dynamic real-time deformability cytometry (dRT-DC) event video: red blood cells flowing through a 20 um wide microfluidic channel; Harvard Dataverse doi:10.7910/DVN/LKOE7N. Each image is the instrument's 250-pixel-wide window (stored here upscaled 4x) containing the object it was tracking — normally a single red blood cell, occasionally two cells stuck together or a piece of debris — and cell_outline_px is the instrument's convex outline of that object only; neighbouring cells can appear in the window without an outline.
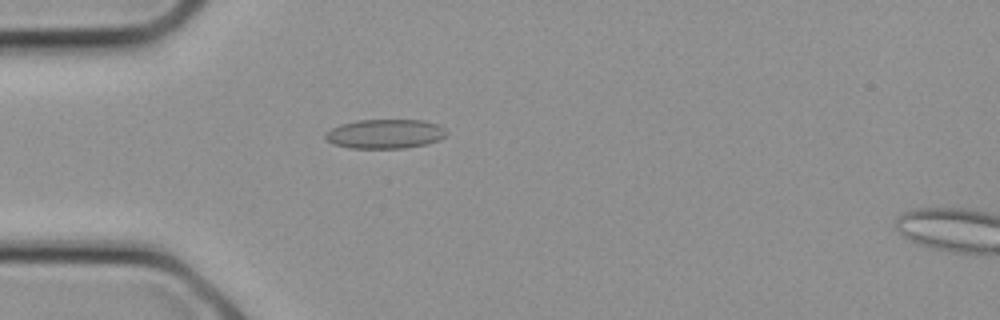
{"species": "common noctule bat (a hibernating species)", "species_latin": "Nyctalus noctula", "temperature_condition": "cold", "stored_images_in_passage": 8, "camera_frame_rate_fps": 3000, "um_per_image_px": 0.085, "animal": {"sex": "female", "body_mass_g": 21.9}, "frame": {"image": 1, "passage_image": 6, "time_ms": 1.667, "image_size_px": [1000, 320], "cell_outline_px": [[448, 132], [440, 140], [428, 144], [404, 148], [348, 148], [332, 144], [324, 140], [324, 136], [332, 128], [340, 124], [360, 120], [424, 120], [436, 124], [444, 128]], "centroid_in_image_um": [32.72, 11.39], "position_along_channel_um": 52.3, "area_um2": 20.81}}
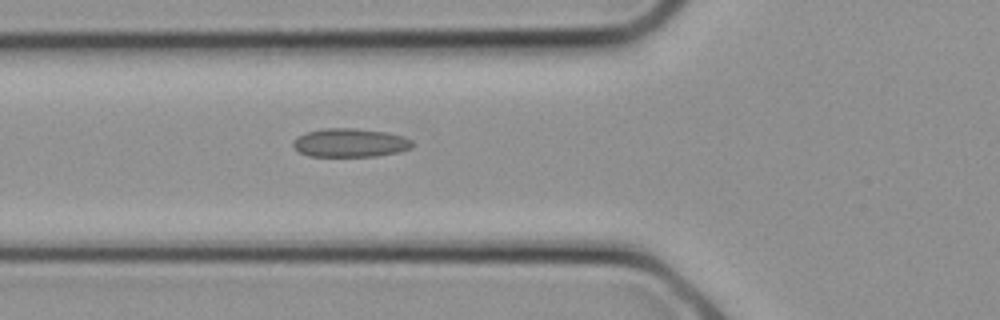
{"frame": {"image": 2, "passage_image": 8, "time_ms": 2.333, "image_size_px": [1000, 320], "cell_outline_px": [[412, 148], [400, 152], [376, 156], [308, 156], [300, 152], [292, 144], [292, 140], [296, 136], [308, 132], [324, 128], [352, 128], [384, 132], [404, 136], [412, 140]], "centroid_in_image_um": [29.76, 12.14], "position_along_channel_um": 96.0, "area_um2": 19.88}}